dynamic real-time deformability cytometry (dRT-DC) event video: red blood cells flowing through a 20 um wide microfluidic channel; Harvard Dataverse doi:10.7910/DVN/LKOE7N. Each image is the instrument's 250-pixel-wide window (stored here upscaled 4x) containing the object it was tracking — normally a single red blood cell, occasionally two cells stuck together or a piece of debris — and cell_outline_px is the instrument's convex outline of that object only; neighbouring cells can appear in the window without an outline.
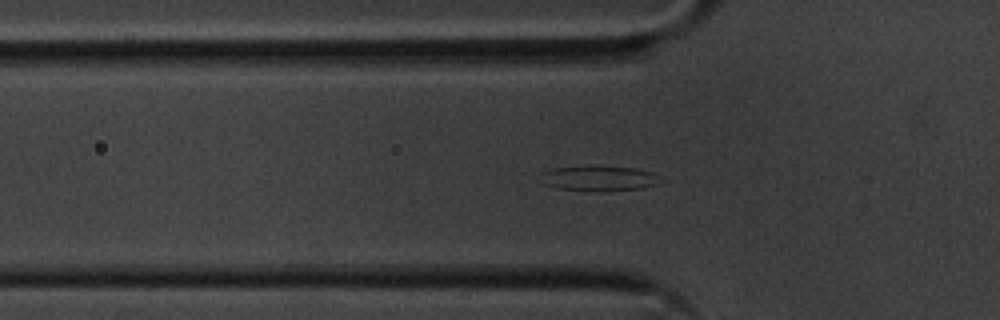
{"species": "common noctule bat (a hibernating species)", "species_latin": "Nyctalus noctula", "temperature_condition": "cold", "stored_images_in_passage": 50, "camera_frame_rate_fps": 3000, "um_per_image_px": 0.085, "animal": {"sex": "male", "body_mass_g": 20.1, "forearm_length_mm": 53.5}, "frame": {"image": 1, "passage_image": 11, "time_ms": 3.333, "image_size_px": [1000, 320], "cell_outline_px": [[656, 184], [640, 188], [556, 188], [544, 184], [540, 172], [556, 168], [588, 164], [600, 164], [636, 168], [652, 172]], "centroid_in_image_um": [50.8, 15.05], "position_along_channel_um": 75.0, "area_um2": 16.65}}
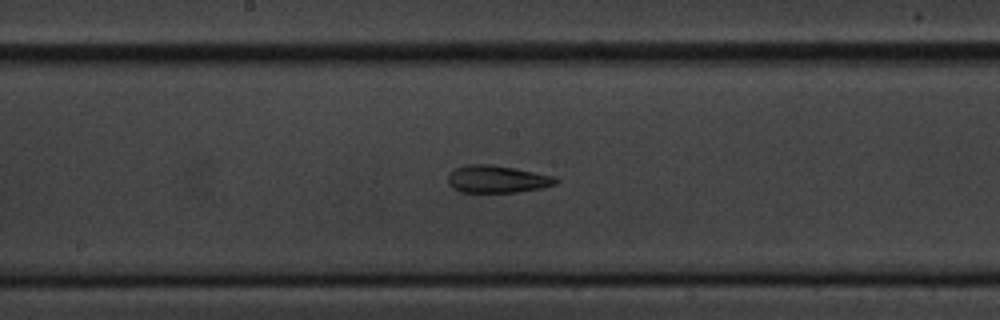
{"frame": {"image": 2, "passage_image": 22, "time_ms": 7.0, "image_size_px": [1000, 320], "cell_outline_px": [[560, 180], [556, 184], [540, 188], [516, 192], [460, 192], [452, 188], [448, 184], [448, 172], [456, 168], [468, 164], [492, 164], [516, 168], [556, 176]], "centroid_in_image_um": [42.25, 15.22], "position_along_channel_um": 205.9, "area_um2": 17.46}}
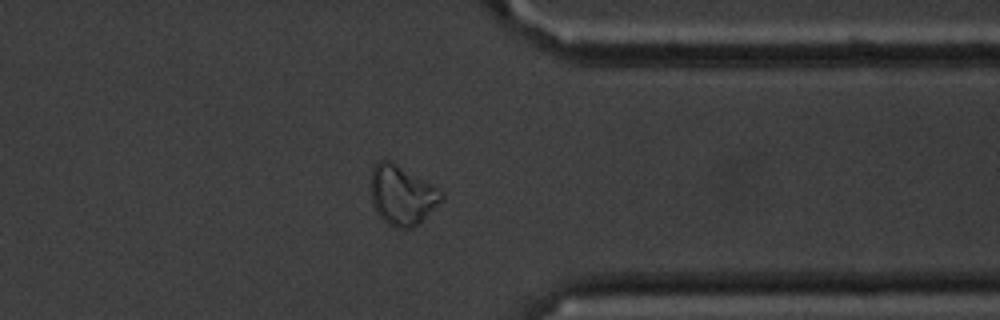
{"frame": {"image": 3, "passage_image": 37, "time_ms": 12.0, "image_size_px": [1000, 320], "cell_outline_px": [[444, 196], [412, 228], [392, 228], [376, 212], [372, 204], [372, 168], [376, 160], [392, 160], [444, 192]], "centroid_in_image_um": [34.12, 16.55], "position_along_channel_um": 377.3, "area_um2": 24.04}, "authors_computed_cell_mechanics": {"area_um2": 18.7272, "velocity_mm_per_s": 3.5439, "shape_relaxation_time_tau1_ms": 6.4795, "shape_relaxation_time_tau2_ms": 3.8144, "deformation_change_tau1": 0.1771, "deformation_change_tau2": 0.0968}}